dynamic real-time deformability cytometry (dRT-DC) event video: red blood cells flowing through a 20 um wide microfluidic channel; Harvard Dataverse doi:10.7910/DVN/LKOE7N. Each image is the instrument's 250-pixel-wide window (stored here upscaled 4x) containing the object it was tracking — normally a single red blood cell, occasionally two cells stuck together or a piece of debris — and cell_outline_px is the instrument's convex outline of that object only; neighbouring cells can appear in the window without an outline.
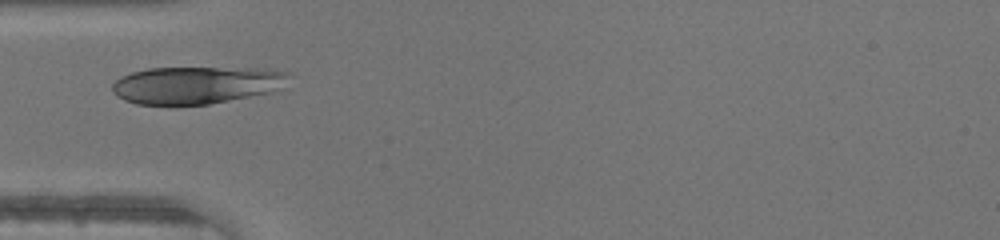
{"species": "human", "species_latin": "Homo sapiens", "temperature_condition": "warm", "stored_images_in_passage": 13, "camera_frame_rate_fps": 3000, "um_per_image_px": 0.085, "donor": {"sex": "male"}, "frame": {"image": 1, "passage_image": 8, "time_ms": 2.333, "image_size_px": [1000, 240], "cell_outline_px": [[292, 72], [288, 76], [268, 92], [208, 104], [136, 104], [124, 100], [112, 92], [112, 84], [116, 80], [132, 72], [148, 68], [260, 68]], "centroid_in_image_um": [16.58, 7.21], "position_along_channel_um": 68.4, "area_um2": 37.57}}
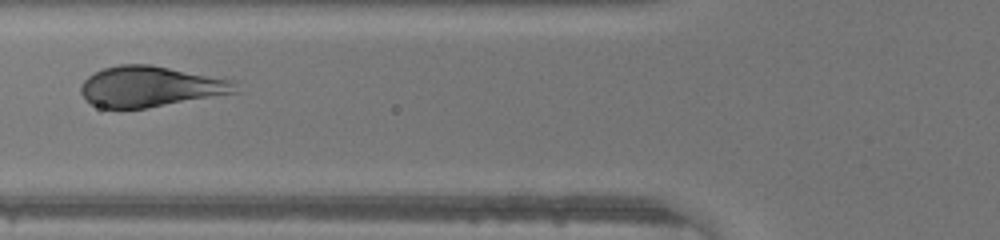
{"frame": {"image": 2, "passage_image": 11, "time_ms": 3.333, "image_size_px": [1000, 240], "cell_outline_px": [[240, 92], [144, 108], [100, 108], [84, 100], [80, 92], [80, 84], [88, 76], [104, 68], [120, 64], [148, 64], [232, 80], [236, 84]], "centroid_in_image_um": [12.73, 7.36], "position_along_channel_um": 113.1, "area_um2": 36.36}}